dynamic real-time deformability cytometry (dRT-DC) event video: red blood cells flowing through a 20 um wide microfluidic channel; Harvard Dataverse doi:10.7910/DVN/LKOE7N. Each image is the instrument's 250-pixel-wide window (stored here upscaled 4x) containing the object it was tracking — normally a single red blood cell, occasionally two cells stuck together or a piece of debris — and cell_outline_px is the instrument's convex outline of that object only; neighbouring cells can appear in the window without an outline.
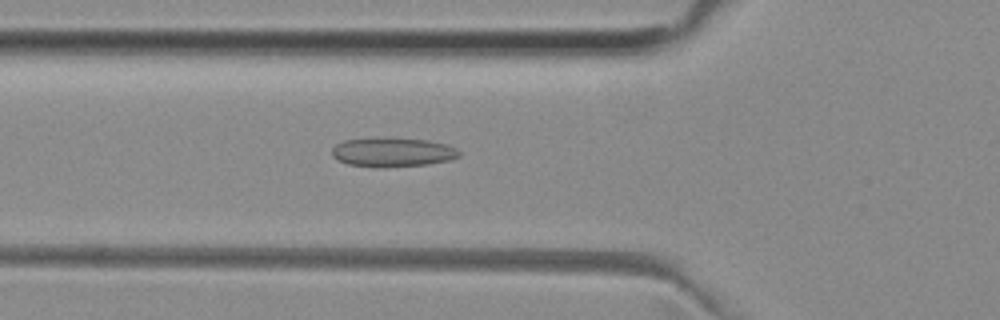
{"species": "common noctule bat (a hibernating species)", "species_latin": "Nyctalus noctula", "temperature_condition": "room temperature", "stored_images_in_passage": 52, "camera_frame_rate_fps": 3000, "um_per_image_px": 0.085, "animal": {"sex": "female", "body_mass_g": 29.2, "forearm_length_mm": 56.3}, "frame": {"image": 1, "passage_image": 18, "time_ms": 5.667, "image_size_px": [1000, 320], "cell_outline_px": [[460, 156], [448, 160], [428, 164], [384, 168], [380, 168], [348, 164], [336, 160], [332, 156], [332, 148], [336, 144], [344, 140], [380, 136], [428, 140], [448, 144], [456, 148], [460, 152]], "centroid_in_image_um": [33.34, 12.92], "position_along_channel_um": 92.5, "area_um2": 22.25}}
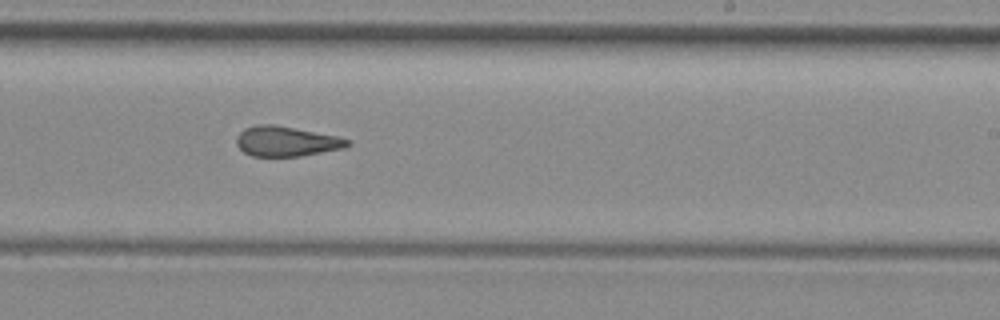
{"frame": {"image": 2, "passage_image": 31, "time_ms": 10.0, "image_size_px": [1000, 320], "cell_outline_px": [[352, 144], [344, 148], [300, 156], [252, 156], [244, 152], [236, 144], [236, 136], [244, 128], [256, 124], [272, 124], [336, 136], [352, 140]], "centroid_in_image_um": [24.33, 12.01], "position_along_channel_um": 264.7, "area_um2": 19.36}}
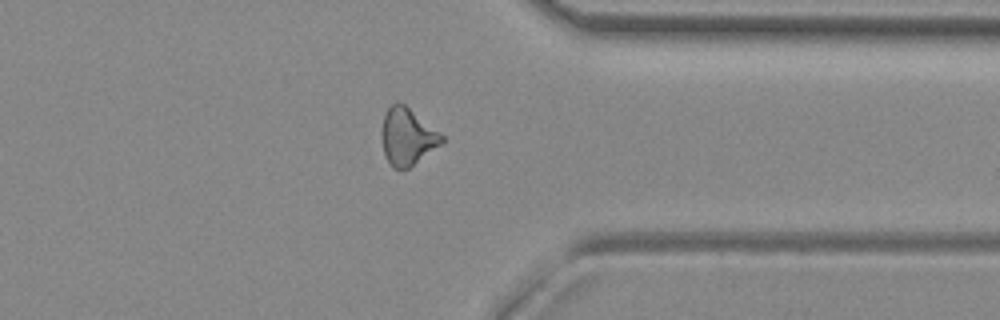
{"frame": {"image": 3, "passage_image": 40, "time_ms": 13.0, "image_size_px": [1000, 320], "cell_outline_px": [[444, 144], [408, 168], [392, 168], [384, 156], [384, 116], [388, 108], [392, 104], [404, 104], [440, 132], [444, 136]], "centroid_in_image_um": [34.69, 11.65], "position_along_channel_um": 376.7, "area_um2": 19.48}, "authors_computed_cell_mechanics": {"area_um2": 20.2589, "velocity_mm_per_s": 3.9673, "shape_relaxation_time_tau1_ms": null, "shape_relaxation_time_tau2_ms": 2.9671, "deformation_change_tau1": null, "deformation_change_tau2": 0.1201}}